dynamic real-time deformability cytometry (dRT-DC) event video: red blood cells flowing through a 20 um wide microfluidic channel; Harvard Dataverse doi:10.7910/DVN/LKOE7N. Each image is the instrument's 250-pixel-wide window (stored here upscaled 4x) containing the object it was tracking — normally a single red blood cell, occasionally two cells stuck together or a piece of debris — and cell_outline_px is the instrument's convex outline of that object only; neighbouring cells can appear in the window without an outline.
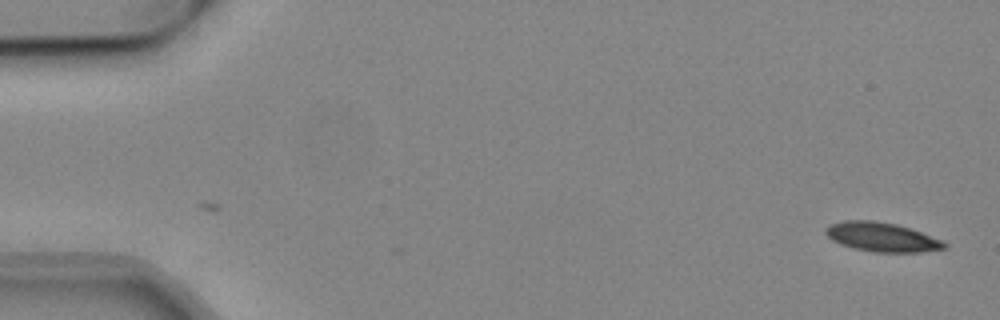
{"species": "common noctule bat (a hibernating species)", "species_latin": "Nyctalus noctula", "temperature_condition": "cold", "stored_images_in_passage": 3, "camera_frame_rate_fps": 3000, "um_per_image_px": 0.085, "animal": {"sex": "male", "body_mass_g": 19.2, "forearm_length_mm": 51.8}, "frame": {"image": 1, "passage_image": 1, "time_ms": 0.0, "image_size_px": [1000, 320], "cell_outline_px": [[948, 244], [944, 248], [920, 252], [876, 252], [856, 248], [840, 244], [832, 240], [824, 232], [824, 228], [828, 224], [844, 220], [872, 220], [896, 224], [944, 240]], "centroid_in_image_um": [74.93, 20.13], "position_along_channel_um": 10.1, "area_um2": 20.11}}